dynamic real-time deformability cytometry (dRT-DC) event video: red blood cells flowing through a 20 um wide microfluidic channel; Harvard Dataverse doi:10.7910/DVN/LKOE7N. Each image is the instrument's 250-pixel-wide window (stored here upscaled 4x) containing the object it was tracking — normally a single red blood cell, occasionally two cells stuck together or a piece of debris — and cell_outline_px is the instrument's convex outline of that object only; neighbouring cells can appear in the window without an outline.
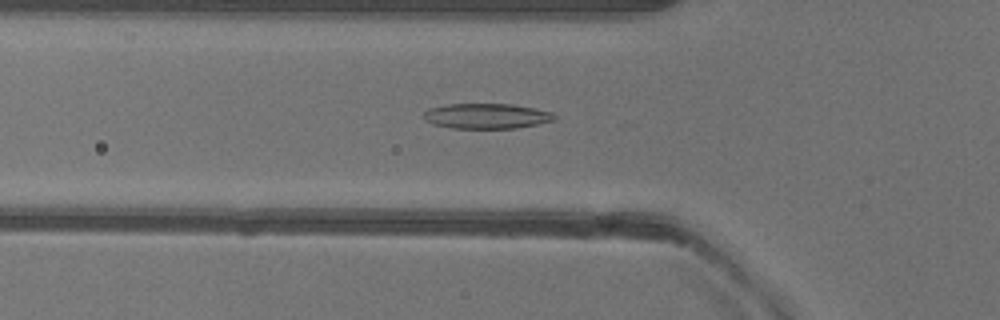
{"species": "common noctule bat (a hibernating species)", "species_latin": "Nyctalus noctula", "temperature_condition": "warm", "stored_images_in_passage": 47, "camera_frame_rate_fps": 3000, "um_per_image_px": 0.085, "animal": {"sex": "female"}, "frame": {"image": 1, "passage_image": 13, "time_ms": 4.0, "image_size_px": [1000, 320], "cell_outline_px": [[556, 120], [540, 124], [516, 128], [452, 128], [432, 124], [424, 120], [424, 112], [432, 108], [448, 104], [512, 104], [536, 108], [552, 112], [556, 116]], "centroid_in_image_um": [41.41, 9.87], "position_along_channel_um": 84.4, "area_um2": 19.31}}
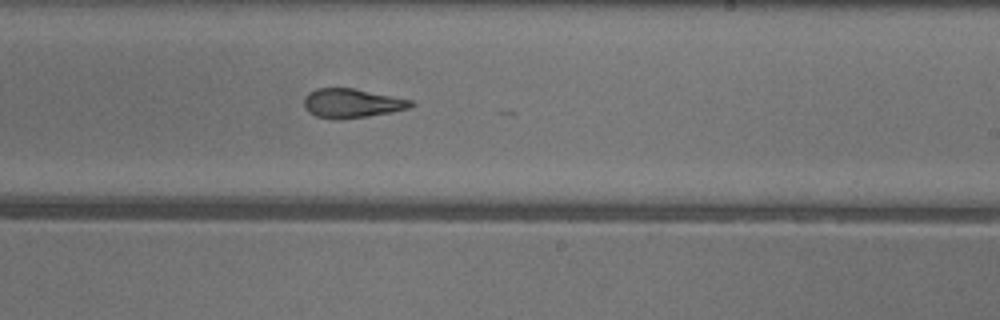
{"frame": {"image": 2, "passage_image": 26, "time_ms": 8.333, "image_size_px": [1000, 320], "cell_outline_px": [[416, 104], [412, 108], [392, 112], [368, 116], [340, 120], [332, 120], [316, 116], [308, 112], [304, 108], [304, 96], [308, 92], [316, 88], [356, 88], [412, 100]], "centroid_in_image_um": [29.91, 8.78], "position_along_channel_um": 259.1, "area_um2": 18.61}}
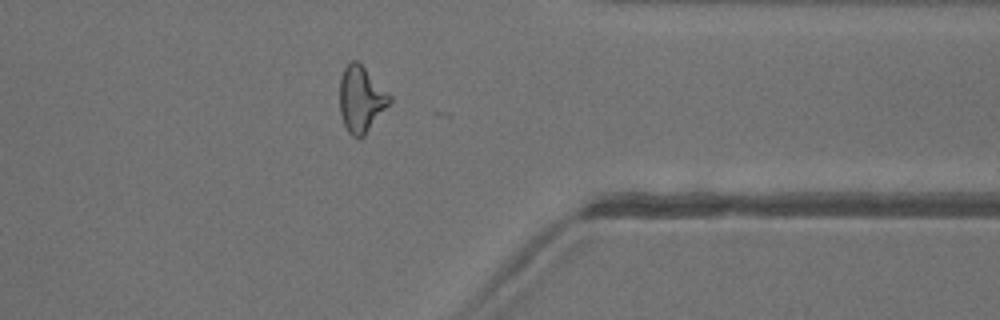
{"frame": {"image": 3, "passage_image": 36, "time_ms": 11.667, "image_size_px": [1000, 320], "cell_outline_px": [[392, 100], [364, 136], [360, 140], [352, 136], [348, 132], [344, 124], [340, 112], [340, 80], [344, 68], [352, 60], [356, 60], [392, 96]], "centroid_in_image_um": [30.68, 8.46], "position_along_channel_um": 380.7, "area_um2": 18.96}, "authors_computed_cell_mechanics": {"area_um2": 19.1896, "velocity_mm_per_s": 4.0166, "shape_relaxation_time_tau1_ms": 9.054, "shape_relaxation_time_tau2_ms": 2.2055, "deformation_change_tau1": 0.2601, "deformation_change_tau2": 0.1097}}